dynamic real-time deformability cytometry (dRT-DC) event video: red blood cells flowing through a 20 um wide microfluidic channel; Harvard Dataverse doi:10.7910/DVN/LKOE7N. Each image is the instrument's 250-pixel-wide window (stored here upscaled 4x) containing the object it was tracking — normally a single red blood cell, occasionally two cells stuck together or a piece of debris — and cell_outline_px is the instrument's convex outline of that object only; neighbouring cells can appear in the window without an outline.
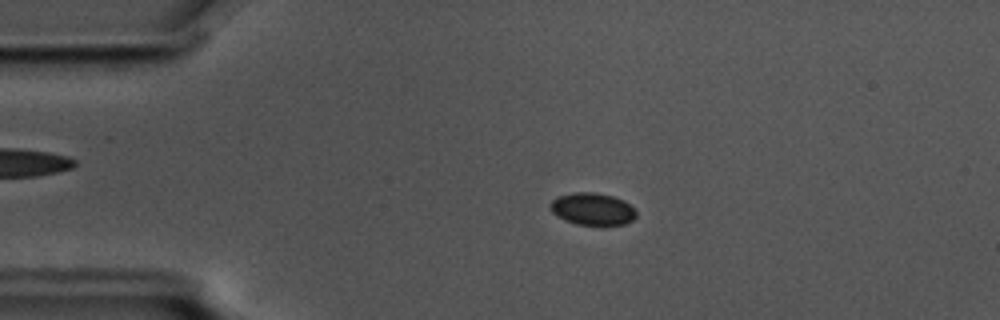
{"species": "common noctule bat (a hibernating species)", "species_latin": "Nyctalus noctula", "temperature_condition": "cold", "stored_images_in_passage": 57, "camera_frame_rate_fps": 3000, "um_per_image_px": 0.085, "animal": {"sex": "male", "body_mass_g": 17.5, "forearm_length_mm": 52.3}, "frame": {"image": 1, "passage_image": 12, "time_ms": 3.667, "image_size_px": [1000, 320], "cell_outline_px": [[636, 216], [632, 220], [624, 224], [576, 224], [564, 220], [552, 212], [548, 204], [556, 196], [572, 192], [596, 192], [612, 196], [624, 200], [636, 208]], "centroid_in_image_um": [50.34, 17.74], "position_along_channel_um": 34.7, "area_um2": 16.24}}
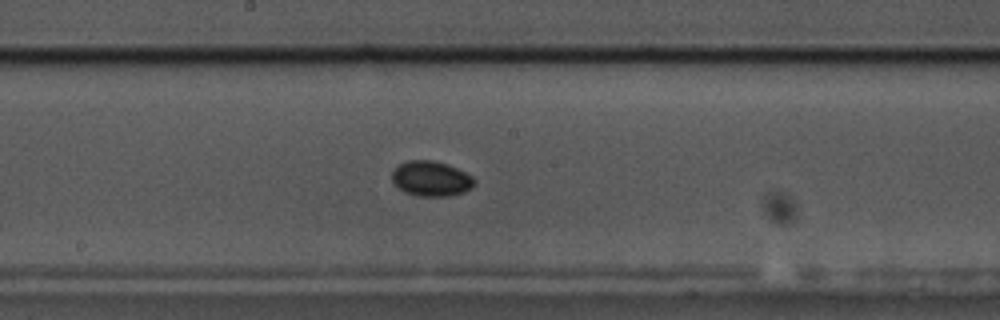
{"frame": {"image": 2, "passage_image": 30, "time_ms": 9.667, "image_size_px": [1000, 320], "cell_outline_px": [[476, 184], [472, 188], [464, 192], [448, 196], [416, 196], [404, 192], [392, 180], [392, 172], [396, 164], [408, 160], [432, 160], [448, 164], [472, 176], [476, 180]], "centroid_in_image_um": [36.64, 15.18], "position_along_channel_um": 211.6, "area_um2": 17.05}}
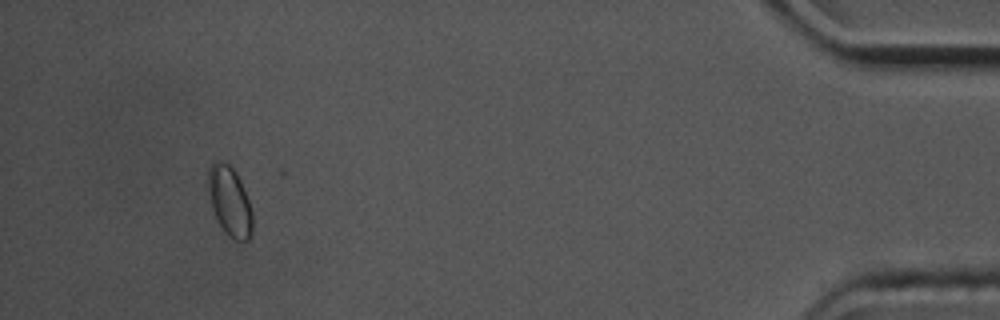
{"frame": {"image": 3, "passage_image": 53, "time_ms": 17.333, "image_size_px": [1000, 320], "cell_outline_px": [[252, 232], [248, 240], [236, 240], [228, 236], [224, 232], [212, 208], [208, 184], [208, 168], [216, 160], [220, 160], [228, 164], [236, 172], [240, 180], [248, 200], [252, 212]], "centroid_in_image_um": [19.53, 17.1], "position_along_channel_um": 415.7, "area_um2": 17.69}}